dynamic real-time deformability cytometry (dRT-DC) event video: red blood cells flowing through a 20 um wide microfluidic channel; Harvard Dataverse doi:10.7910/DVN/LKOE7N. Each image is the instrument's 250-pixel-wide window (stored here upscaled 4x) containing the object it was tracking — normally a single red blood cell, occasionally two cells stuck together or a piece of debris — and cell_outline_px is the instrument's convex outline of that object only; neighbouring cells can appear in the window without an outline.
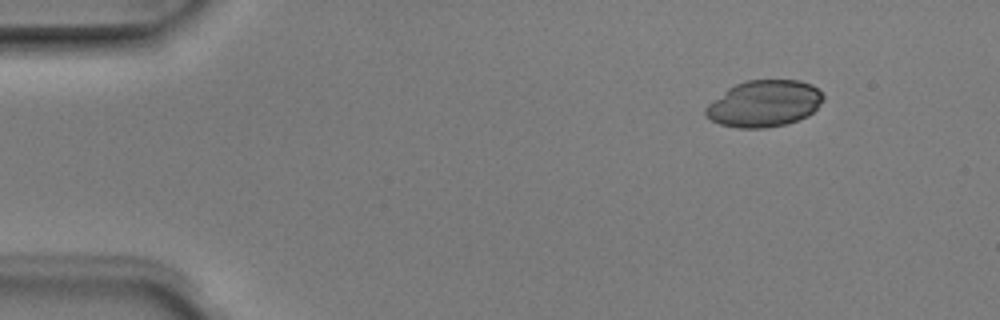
{"species": "Egyptian fruit bat (a non-hibernating species)", "species_latin": "Rousettus aegyptiacus", "temperature_condition": "room temperature", "stored_images_in_passage": 4, "segment_of_instrument_passage": [2, 2], "camera_frame_rate_fps": 3000, "um_per_image_px": 0.085, "animal": {"sex": "male"}, "frame": {"image": 1, "passage_image": 4, "time_ms": 1.0, "image_size_px": [1000, 320], "cell_outline_px": [[824, 100], [808, 116], [784, 124], [764, 128], [736, 128], [720, 124], [712, 120], [704, 112], [704, 108], [708, 104], [728, 88], [736, 84], [748, 80], [800, 80], [812, 84], [824, 96]], "centroid_in_image_um": [64.95, 8.8], "position_along_channel_um": 20.0, "area_um2": 31.73}}